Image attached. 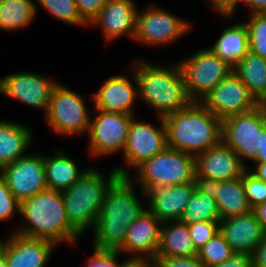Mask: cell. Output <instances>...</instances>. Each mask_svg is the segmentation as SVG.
<instances>
[{"label":"cell","instance_id":"cell-1","mask_svg":"<svg viewBox=\"0 0 266 267\" xmlns=\"http://www.w3.org/2000/svg\"><path fill=\"white\" fill-rule=\"evenodd\" d=\"M131 175L120 176L108 190L97 216L93 248L118 251L128 227L147 209L139 200Z\"/></svg>","mask_w":266,"mask_h":267},{"label":"cell","instance_id":"cell-2","mask_svg":"<svg viewBox=\"0 0 266 267\" xmlns=\"http://www.w3.org/2000/svg\"><path fill=\"white\" fill-rule=\"evenodd\" d=\"M131 63L138 97L157 113V117L164 118L181 111L192 102L178 61L168 68L140 58L133 59Z\"/></svg>","mask_w":266,"mask_h":267},{"label":"cell","instance_id":"cell-3","mask_svg":"<svg viewBox=\"0 0 266 267\" xmlns=\"http://www.w3.org/2000/svg\"><path fill=\"white\" fill-rule=\"evenodd\" d=\"M19 216L23 223L14 232L20 235L47 239L57 246L76 245L81 239L68 222L62 192L46 189L24 200Z\"/></svg>","mask_w":266,"mask_h":267},{"label":"cell","instance_id":"cell-4","mask_svg":"<svg viewBox=\"0 0 266 267\" xmlns=\"http://www.w3.org/2000/svg\"><path fill=\"white\" fill-rule=\"evenodd\" d=\"M167 147L196 156L222 142V120L201 102L163 118Z\"/></svg>","mask_w":266,"mask_h":267},{"label":"cell","instance_id":"cell-5","mask_svg":"<svg viewBox=\"0 0 266 267\" xmlns=\"http://www.w3.org/2000/svg\"><path fill=\"white\" fill-rule=\"evenodd\" d=\"M119 177L113 167L105 175L99 168L88 167L76 183L62 192L68 222L81 237L95 228L105 196Z\"/></svg>","mask_w":266,"mask_h":267},{"label":"cell","instance_id":"cell-6","mask_svg":"<svg viewBox=\"0 0 266 267\" xmlns=\"http://www.w3.org/2000/svg\"><path fill=\"white\" fill-rule=\"evenodd\" d=\"M135 179L142 192L151 185H183L196 180L195 156L166 147L135 169Z\"/></svg>","mask_w":266,"mask_h":267},{"label":"cell","instance_id":"cell-7","mask_svg":"<svg viewBox=\"0 0 266 267\" xmlns=\"http://www.w3.org/2000/svg\"><path fill=\"white\" fill-rule=\"evenodd\" d=\"M86 99L63 83L54 88L44 115L46 124L58 136L88 134L91 117Z\"/></svg>","mask_w":266,"mask_h":267},{"label":"cell","instance_id":"cell-8","mask_svg":"<svg viewBox=\"0 0 266 267\" xmlns=\"http://www.w3.org/2000/svg\"><path fill=\"white\" fill-rule=\"evenodd\" d=\"M189 22L159 5L148 4L137 12L133 41L148 47L170 45L193 29V24Z\"/></svg>","mask_w":266,"mask_h":267},{"label":"cell","instance_id":"cell-9","mask_svg":"<svg viewBox=\"0 0 266 267\" xmlns=\"http://www.w3.org/2000/svg\"><path fill=\"white\" fill-rule=\"evenodd\" d=\"M189 98L201 102L233 68L209 48L198 49L178 62Z\"/></svg>","mask_w":266,"mask_h":267},{"label":"cell","instance_id":"cell-10","mask_svg":"<svg viewBox=\"0 0 266 267\" xmlns=\"http://www.w3.org/2000/svg\"><path fill=\"white\" fill-rule=\"evenodd\" d=\"M266 127V115L261 106L253 111L232 115L222 121V141L234 150L247 167L260 150L261 134Z\"/></svg>","mask_w":266,"mask_h":267},{"label":"cell","instance_id":"cell-11","mask_svg":"<svg viewBox=\"0 0 266 267\" xmlns=\"http://www.w3.org/2000/svg\"><path fill=\"white\" fill-rule=\"evenodd\" d=\"M88 132V151L94 158L109 157L123 152L134 115L95 109Z\"/></svg>","mask_w":266,"mask_h":267},{"label":"cell","instance_id":"cell-12","mask_svg":"<svg viewBox=\"0 0 266 267\" xmlns=\"http://www.w3.org/2000/svg\"><path fill=\"white\" fill-rule=\"evenodd\" d=\"M135 118L136 116L132 118L127 142L122 152L126 167L113 166L120 176L132 175L130 168L134 170L144 160L152 158L167 147L166 129L162 117H157L158 127Z\"/></svg>","mask_w":266,"mask_h":267},{"label":"cell","instance_id":"cell-13","mask_svg":"<svg viewBox=\"0 0 266 267\" xmlns=\"http://www.w3.org/2000/svg\"><path fill=\"white\" fill-rule=\"evenodd\" d=\"M58 83L41 73L20 71L0 78V94L37 110L41 109L45 115Z\"/></svg>","mask_w":266,"mask_h":267},{"label":"cell","instance_id":"cell-14","mask_svg":"<svg viewBox=\"0 0 266 267\" xmlns=\"http://www.w3.org/2000/svg\"><path fill=\"white\" fill-rule=\"evenodd\" d=\"M201 103L222 121L229 116L244 114L260 106L234 71L219 82Z\"/></svg>","mask_w":266,"mask_h":267},{"label":"cell","instance_id":"cell-15","mask_svg":"<svg viewBox=\"0 0 266 267\" xmlns=\"http://www.w3.org/2000/svg\"><path fill=\"white\" fill-rule=\"evenodd\" d=\"M0 175L20 203L48 189L42 153H29L13 163L4 165L0 169Z\"/></svg>","mask_w":266,"mask_h":267},{"label":"cell","instance_id":"cell-16","mask_svg":"<svg viewBox=\"0 0 266 267\" xmlns=\"http://www.w3.org/2000/svg\"><path fill=\"white\" fill-rule=\"evenodd\" d=\"M196 180L202 186L207 182L241 178L247 167L238 154L223 141L195 156Z\"/></svg>","mask_w":266,"mask_h":267},{"label":"cell","instance_id":"cell-17","mask_svg":"<svg viewBox=\"0 0 266 267\" xmlns=\"http://www.w3.org/2000/svg\"><path fill=\"white\" fill-rule=\"evenodd\" d=\"M129 71L133 80L121 74L112 75L101 83L98 91L88 97L94 102L95 109L135 115V100L139 99L137 82L132 69Z\"/></svg>","mask_w":266,"mask_h":267},{"label":"cell","instance_id":"cell-18","mask_svg":"<svg viewBox=\"0 0 266 267\" xmlns=\"http://www.w3.org/2000/svg\"><path fill=\"white\" fill-rule=\"evenodd\" d=\"M199 185L198 182L173 186L155 184L140 192L148 202L147 208L161 222L175 221L180 220L188 200Z\"/></svg>","mask_w":266,"mask_h":267},{"label":"cell","instance_id":"cell-19","mask_svg":"<svg viewBox=\"0 0 266 267\" xmlns=\"http://www.w3.org/2000/svg\"><path fill=\"white\" fill-rule=\"evenodd\" d=\"M134 1L107 0L89 27L98 26L106 43L125 36L133 41L138 12L137 4Z\"/></svg>","mask_w":266,"mask_h":267},{"label":"cell","instance_id":"cell-20","mask_svg":"<svg viewBox=\"0 0 266 267\" xmlns=\"http://www.w3.org/2000/svg\"><path fill=\"white\" fill-rule=\"evenodd\" d=\"M219 233L235 253L252 255L265 234L255 212L231 216L219 221Z\"/></svg>","mask_w":266,"mask_h":267},{"label":"cell","instance_id":"cell-21","mask_svg":"<svg viewBox=\"0 0 266 267\" xmlns=\"http://www.w3.org/2000/svg\"><path fill=\"white\" fill-rule=\"evenodd\" d=\"M56 246L47 239L12 232L9 234L4 256L8 267H45Z\"/></svg>","mask_w":266,"mask_h":267},{"label":"cell","instance_id":"cell-22","mask_svg":"<svg viewBox=\"0 0 266 267\" xmlns=\"http://www.w3.org/2000/svg\"><path fill=\"white\" fill-rule=\"evenodd\" d=\"M161 224L162 222L147 208L128 227L124 244L118 252L154 261L160 240Z\"/></svg>","mask_w":266,"mask_h":267},{"label":"cell","instance_id":"cell-23","mask_svg":"<svg viewBox=\"0 0 266 267\" xmlns=\"http://www.w3.org/2000/svg\"><path fill=\"white\" fill-rule=\"evenodd\" d=\"M204 186L214 196L221 219L244 215L253 210L246 198L242 177L228 181L207 182Z\"/></svg>","mask_w":266,"mask_h":267},{"label":"cell","instance_id":"cell-24","mask_svg":"<svg viewBox=\"0 0 266 267\" xmlns=\"http://www.w3.org/2000/svg\"><path fill=\"white\" fill-rule=\"evenodd\" d=\"M31 129L18 122L0 119V169L28 154L25 152L34 140Z\"/></svg>","mask_w":266,"mask_h":267},{"label":"cell","instance_id":"cell-25","mask_svg":"<svg viewBox=\"0 0 266 267\" xmlns=\"http://www.w3.org/2000/svg\"><path fill=\"white\" fill-rule=\"evenodd\" d=\"M67 155L66 151L56 150L52 156L44 154L45 176L48 189L64 192L76 183L87 171Z\"/></svg>","mask_w":266,"mask_h":267},{"label":"cell","instance_id":"cell-26","mask_svg":"<svg viewBox=\"0 0 266 267\" xmlns=\"http://www.w3.org/2000/svg\"><path fill=\"white\" fill-rule=\"evenodd\" d=\"M197 254L187 224L180 220L162 222L156 257H189Z\"/></svg>","mask_w":266,"mask_h":267},{"label":"cell","instance_id":"cell-27","mask_svg":"<svg viewBox=\"0 0 266 267\" xmlns=\"http://www.w3.org/2000/svg\"><path fill=\"white\" fill-rule=\"evenodd\" d=\"M221 35V36H220ZM217 41L209 49L223 62L234 68L248 52V29L245 23L238 22L224 28Z\"/></svg>","mask_w":266,"mask_h":267},{"label":"cell","instance_id":"cell-28","mask_svg":"<svg viewBox=\"0 0 266 267\" xmlns=\"http://www.w3.org/2000/svg\"><path fill=\"white\" fill-rule=\"evenodd\" d=\"M233 71L259 103L266 98V59L249 51Z\"/></svg>","mask_w":266,"mask_h":267},{"label":"cell","instance_id":"cell-29","mask_svg":"<svg viewBox=\"0 0 266 267\" xmlns=\"http://www.w3.org/2000/svg\"><path fill=\"white\" fill-rule=\"evenodd\" d=\"M36 16L34 0H0V29L3 31L23 30Z\"/></svg>","mask_w":266,"mask_h":267},{"label":"cell","instance_id":"cell-30","mask_svg":"<svg viewBox=\"0 0 266 267\" xmlns=\"http://www.w3.org/2000/svg\"><path fill=\"white\" fill-rule=\"evenodd\" d=\"M220 219L214 196L205 186L199 185L188 200L180 221L190 224L198 221H220Z\"/></svg>","mask_w":266,"mask_h":267},{"label":"cell","instance_id":"cell-31","mask_svg":"<svg viewBox=\"0 0 266 267\" xmlns=\"http://www.w3.org/2000/svg\"><path fill=\"white\" fill-rule=\"evenodd\" d=\"M36 14L38 15L39 5L48 11L57 20L62 23L69 24L72 27H88V25L81 19L75 0H36Z\"/></svg>","mask_w":266,"mask_h":267},{"label":"cell","instance_id":"cell-32","mask_svg":"<svg viewBox=\"0 0 266 267\" xmlns=\"http://www.w3.org/2000/svg\"><path fill=\"white\" fill-rule=\"evenodd\" d=\"M234 253L225 238L218 232L198 250L197 256L205 267H211L225 262Z\"/></svg>","mask_w":266,"mask_h":267},{"label":"cell","instance_id":"cell-33","mask_svg":"<svg viewBox=\"0 0 266 267\" xmlns=\"http://www.w3.org/2000/svg\"><path fill=\"white\" fill-rule=\"evenodd\" d=\"M248 15L244 23L248 29L249 51L266 59V13Z\"/></svg>","mask_w":266,"mask_h":267},{"label":"cell","instance_id":"cell-34","mask_svg":"<svg viewBox=\"0 0 266 267\" xmlns=\"http://www.w3.org/2000/svg\"><path fill=\"white\" fill-rule=\"evenodd\" d=\"M187 225L197 251L219 232V221H198Z\"/></svg>","mask_w":266,"mask_h":267},{"label":"cell","instance_id":"cell-35","mask_svg":"<svg viewBox=\"0 0 266 267\" xmlns=\"http://www.w3.org/2000/svg\"><path fill=\"white\" fill-rule=\"evenodd\" d=\"M242 183L246 198L252 208L258 204L266 202V183L257 179L253 174L246 170L242 174Z\"/></svg>","mask_w":266,"mask_h":267},{"label":"cell","instance_id":"cell-36","mask_svg":"<svg viewBox=\"0 0 266 267\" xmlns=\"http://www.w3.org/2000/svg\"><path fill=\"white\" fill-rule=\"evenodd\" d=\"M20 215V202L12 195L6 180L0 175V222Z\"/></svg>","mask_w":266,"mask_h":267},{"label":"cell","instance_id":"cell-37","mask_svg":"<svg viewBox=\"0 0 266 267\" xmlns=\"http://www.w3.org/2000/svg\"><path fill=\"white\" fill-rule=\"evenodd\" d=\"M92 256L88 257L86 267H117L121 253L118 251L99 250L93 248Z\"/></svg>","mask_w":266,"mask_h":267},{"label":"cell","instance_id":"cell-38","mask_svg":"<svg viewBox=\"0 0 266 267\" xmlns=\"http://www.w3.org/2000/svg\"><path fill=\"white\" fill-rule=\"evenodd\" d=\"M107 0H75L81 19L89 26Z\"/></svg>","mask_w":266,"mask_h":267},{"label":"cell","instance_id":"cell-39","mask_svg":"<svg viewBox=\"0 0 266 267\" xmlns=\"http://www.w3.org/2000/svg\"><path fill=\"white\" fill-rule=\"evenodd\" d=\"M155 267H205L197 255L189 257H156Z\"/></svg>","mask_w":266,"mask_h":267},{"label":"cell","instance_id":"cell-40","mask_svg":"<svg viewBox=\"0 0 266 267\" xmlns=\"http://www.w3.org/2000/svg\"><path fill=\"white\" fill-rule=\"evenodd\" d=\"M208 2L211 8L224 19H232L233 16H236V11L240 6V0H208Z\"/></svg>","mask_w":266,"mask_h":267},{"label":"cell","instance_id":"cell-41","mask_svg":"<svg viewBox=\"0 0 266 267\" xmlns=\"http://www.w3.org/2000/svg\"><path fill=\"white\" fill-rule=\"evenodd\" d=\"M251 256L242 253H234L228 260L211 267H251Z\"/></svg>","mask_w":266,"mask_h":267},{"label":"cell","instance_id":"cell-42","mask_svg":"<svg viewBox=\"0 0 266 267\" xmlns=\"http://www.w3.org/2000/svg\"><path fill=\"white\" fill-rule=\"evenodd\" d=\"M253 267H266V235L251 255Z\"/></svg>","mask_w":266,"mask_h":267},{"label":"cell","instance_id":"cell-43","mask_svg":"<svg viewBox=\"0 0 266 267\" xmlns=\"http://www.w3.org/2000/svg\"><path fill=\"white\" fill-rule=\"evenodd\" d=\"M117 267H155V262L145 257L129 256L124 261H118Z\"/></svg>","mask_w":266,"mask_h":267},{"label":"cell","instance_id":"cell-44","mask_svg":"<svg viewBox=\"0 0 266 267\" xmlns=\"http://www.w3.org/2000/svg\"><path fill=\"white\" fill-rule=\"evenodd\" d=\"M248 6L249 14L266 13V0H240V5Z\"/></svg>","mask_w":266,"mask_h":267},{"label":"cell","instance_id":"cell-45","mask_svg":"<svg viewBox=\"0 0 266 267\" xmlns=\"http://www.w3.org/2000/svg\"><path fill=\"white\" fill-rule=\"evenodd\" d=\"M258 221L260 222L263 232L266 235V202L258 204L256 207L253 208Z\"/></svg>","mask_w":266,"mask_h":267},{"label":"cell","instance_id":"cell-46","mask_svg":"<svg viewBox=\"0 0 266 267\" xmlns=\"http://www.w3.org/2000/svg\"><path fill=\"white\" fill-rule=\"evenodd\" d=\"M254 168H249L247 166V170L253 174L257 179L264 181L266 183V163H254Z\"/></svg>","mask_w":266,"mask_h":267},{"label":"cell","instance_id":"cell-47","mask_svg":"<svg viewBox=\"0 0 266 267\" xmlns=\"http://www.w3.org/2000/svg\"><path fill=\"white\" fill-rule=\"evenodd\" d=\"M253 163H266V127L261 134L260 150L258 151L257 158Z\"/></svg>","mask_w":266,"mask_h":267},{"label":"cell","instance_id":"cell-48","mask_svg":"<svg viewBox=\"0 0 266 267\" xmlns=\"http://www.w3.org/2000/svg\"><path fill=\"white\" fill-rule=\"evenodd\" d=\"M8 239H9V236L6 239L5 238L3 240L0 239V257L4 255V250H5V246H6Z\"/></svg>","mask_w":266,"mask_h":267},{"label":"cell","instance_id":"cell-49","mask_svg":"<svg viewBox=\"0 0 266 267\" xmlns=\"http://www.w3.org/2000/svg\"><path fill=\"white\" fill-rule=\"evenodd\" d=\"M0 267H8V265H7V262H6V259H5V256H4V255H2V256L0 257Z\"/></svg>","mask_w":266,"mask_h":267},{"label":"cell","instance_id":"cell-50","mask_svg":"<svg viewBox=\"0 0 266 267\" xmlns=\"http://www.w3.org/2000/svg\"><path fill=\"white\" fill-rule=\"evenodd\" d=\"M260 106L263 108L266 115V98L260 103Z\"/></svg>","mask_w":266,"mask_h":267}]
</instances>
